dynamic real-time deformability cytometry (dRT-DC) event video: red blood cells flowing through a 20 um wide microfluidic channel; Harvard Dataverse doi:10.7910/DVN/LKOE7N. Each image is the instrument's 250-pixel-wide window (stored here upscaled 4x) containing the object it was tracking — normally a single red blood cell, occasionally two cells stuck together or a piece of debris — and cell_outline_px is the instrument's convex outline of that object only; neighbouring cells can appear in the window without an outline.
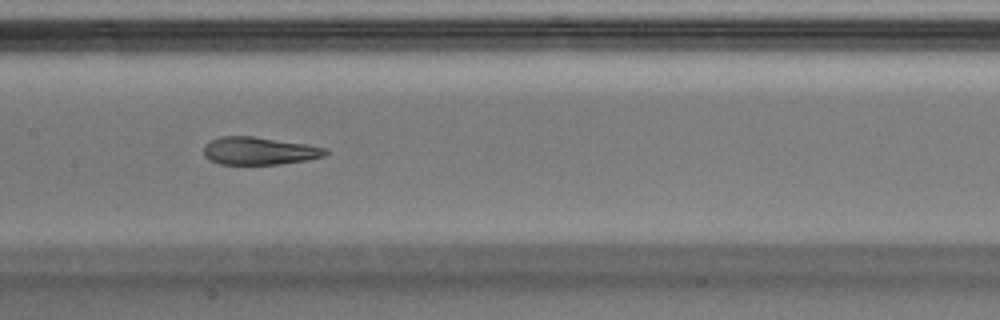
{"species": "Egyptian fruit bat (a non-hibernating species)", "species_latin": "Rousettus aegyptiacus", "temperature_condition": "warm", "stored_images_in_passage": 36, "segment_of_instrument_passage": [1, 2], "camera_frame_rate_fps": 3000, "um_per_image_px": 0.085, "animal": {"sex": "male"}, "frame": {"image": 1, "passage_image": 11, "time_ms": 3.333, "image_size_px": [1000, 320], "cell_outline_px": [[328, 152], [324, 156], [308, 160], [280, 164], [220, 164], [204, 156], [204, 144], [220, 136], [252, 136], [308, 144], [328, 148]], "centroid_in_image_um": [22.06, 12.82], "position_along_channel_um": 185.3, "area_um2": 19.71}}